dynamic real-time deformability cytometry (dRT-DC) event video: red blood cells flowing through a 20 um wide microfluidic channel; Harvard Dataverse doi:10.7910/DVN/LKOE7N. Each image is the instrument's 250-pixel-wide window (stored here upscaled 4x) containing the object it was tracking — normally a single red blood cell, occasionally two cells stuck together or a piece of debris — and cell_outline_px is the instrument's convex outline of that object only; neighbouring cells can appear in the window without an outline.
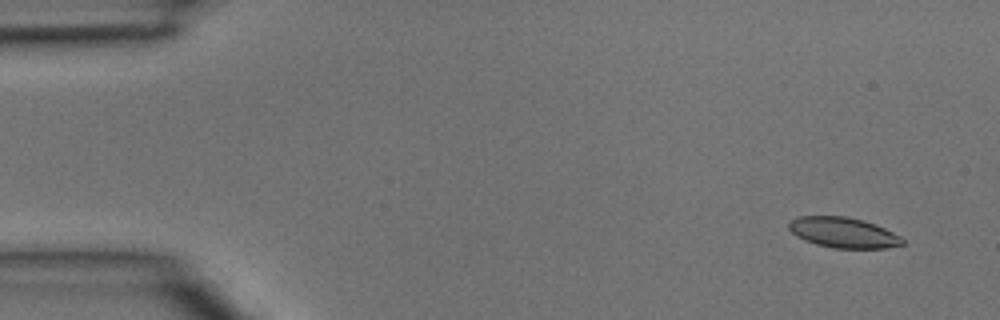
{"species": "common noctule bat (a hibernating species)", "species_latin": "Nyctalus noctula", "temperature_condition": "room temperature", "stored_images_in_passage": 4, "segment_of_instrument_passage": [2, 2], "camera_frame_rate_fps": 3000, "um_per_image_px": 0.085, "animal": {"sex": "male", "body_mass_g": 15.6}, "frame": {"image": 1, "passage_image": 4, "time_ms": 1.0, "image_size_px": [1000, 320], "cell_outline_px": [[904, 244], [884, 248], [836, 248], [816, 244], [804, 240], [796, 236], [788, 228], [788, 220], [796, 216], [848, 216], [864, 220], [876, 224], [900, 236], [904, 240]], "centroid_in_image_um": [71.65, 19.75], "position_along_channel_um": 13.4, "area_um2": 20.29}}